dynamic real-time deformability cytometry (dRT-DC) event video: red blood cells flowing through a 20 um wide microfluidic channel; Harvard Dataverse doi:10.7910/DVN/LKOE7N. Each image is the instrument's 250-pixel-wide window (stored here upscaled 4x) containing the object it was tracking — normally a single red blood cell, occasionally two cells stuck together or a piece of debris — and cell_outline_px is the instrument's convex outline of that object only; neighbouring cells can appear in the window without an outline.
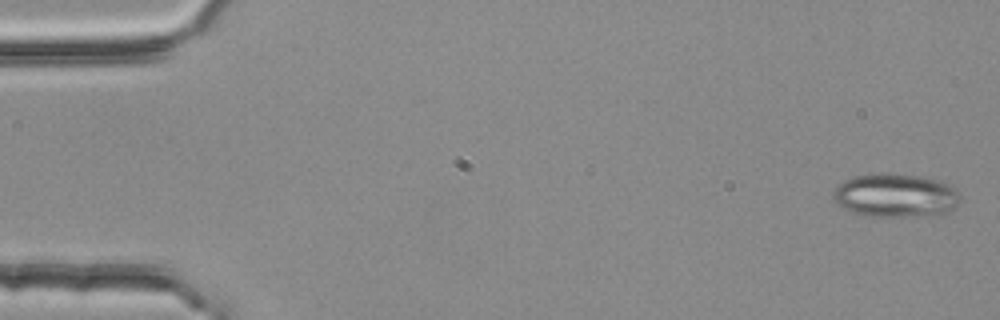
{"species": "common noctule bat (a hibernating species)", "species_latin": "Nyctalus noctula", "temperature_condition": "room temperature", "stored_images_in_passage": 3, "camera_frame_rate_fps": 3000, "um_per_image_px": 0.085, "animal": {"sex": "female", "body_mass_g": 25.1}, "frame": {"image": 1, "passage_image": 1, "time_ms": 0.0, "image_size_px": [1000, 320], "cell_outline_px": [[960, 200], [952, 208], [944, 212], [908, 216], [864, 216], [840, 208], [832, 196], [832, 192], [844, 180], [856, 176], [884, 172], [888, 172], [920, 176], [940, 180], [952, 184], [960, 192]], "centroid_in_image_um": [76.1, 16.58], "position_along_channel_um": 8.9, "area_um2": 32.37}}